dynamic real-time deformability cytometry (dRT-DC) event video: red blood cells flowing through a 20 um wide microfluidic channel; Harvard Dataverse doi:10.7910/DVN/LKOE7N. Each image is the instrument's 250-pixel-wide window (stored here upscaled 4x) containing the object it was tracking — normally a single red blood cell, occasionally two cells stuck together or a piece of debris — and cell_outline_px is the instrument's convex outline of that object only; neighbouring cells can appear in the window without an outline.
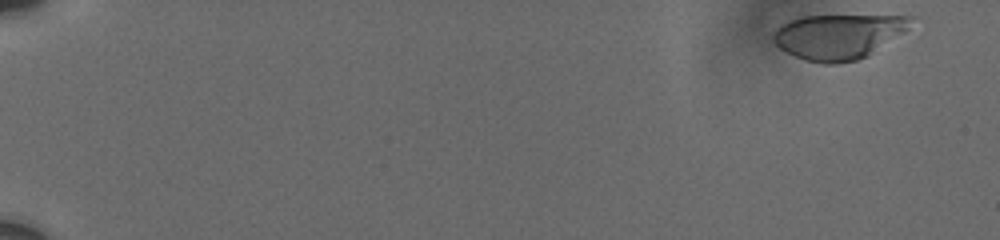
{"species": "human", "species_latin": "Homo sapiens", "temperature_condition": "cold", "stored_images_in_passage": 7, "camera_frame_rate_fps": 3000, "um_per_image_px": 0.085, "donor": {"sex": "male"}, "frame": {"image": 1, "passage_image": 1, "time_ms": 0.0, "image_size_px": [1000, 240], "cell_outline_px": [[912, 16], [908, 28], [904, 32], [868, 56], [856, 60], [836, 64], [824, 64], [804, 60], [780, 48], [772, 40], [772, 36], [776, 28], [788, 20], [800, 16]], "centroid_in_image_um": [71.22, 3.11], "position_along_channel_um": 13.8, "area_um2": 35.84}}